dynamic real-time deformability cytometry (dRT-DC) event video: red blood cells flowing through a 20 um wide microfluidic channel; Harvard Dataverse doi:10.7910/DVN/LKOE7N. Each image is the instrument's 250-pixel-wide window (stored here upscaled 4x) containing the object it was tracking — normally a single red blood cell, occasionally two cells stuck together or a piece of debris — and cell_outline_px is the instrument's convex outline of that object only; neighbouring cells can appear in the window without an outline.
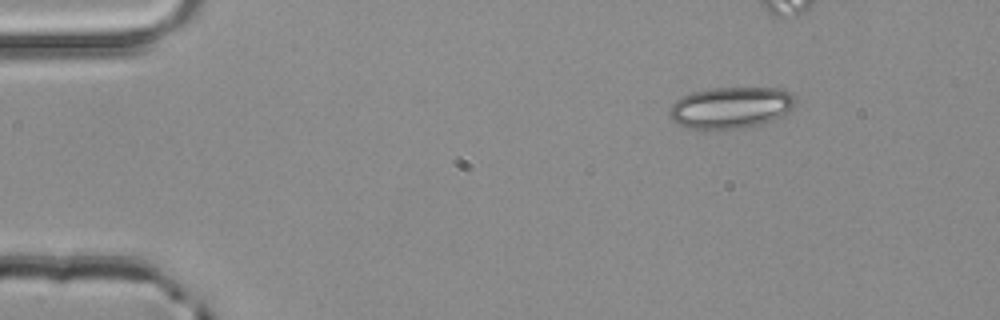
{"species": "common noctule bat (a hibernating species)", "species_latin": "Nyctalus noctula", "temperature_condition": "room temperature", "stored_images_in_passage": 4, "camera_frame_rate_fps": 3000, "um_per_image_px": 0.085, "animal": {"sex": "male", "body_mass_g": 20.4}, "frame": {"image": 1, "passage_image": 1, "time_ms": 0.0, "image_size_px": [1000, 320], "cell_outline_px": [[796, 100], [792, 108], [784, 116], [764, 124], [744, 128], [684, 128], [668, 116], [668, 112], [672, 104], [676, 100], [692, 92], [712, 88], [780, 88], [792, 92]], "centroid_in_image_um": [62.16, 9.14], "position_along_channel_um": 22.8, "area_um2": 30.63}}
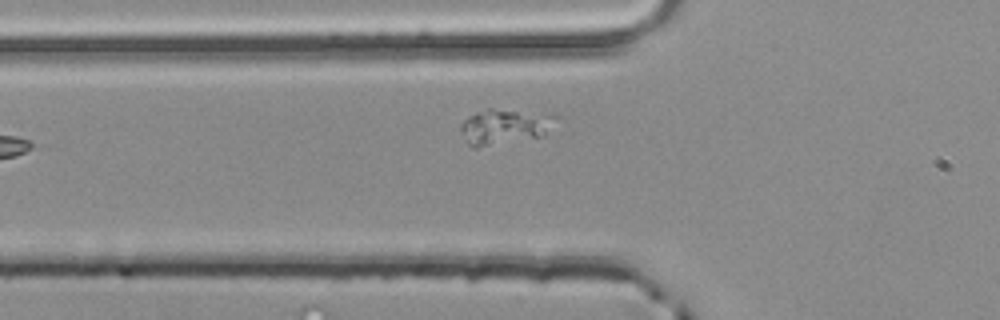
{"frame": {"image": 2, "passage_image": 4, "time_ms": 1.0, "image_size_px": [1000, 320], "cell_outline_px": [[564, 120], [544, 136], [476, 148], [472, 148], [464, 140], [460, 128], [460, 124], [468, 116], [476, 112], [488, 108], [492, 108], [548, 112], [560, 116]], "centroid_in_image_um": [43.03, 10.73], "position_along_channel_um": 82.8, "area_um2": 20.75}}